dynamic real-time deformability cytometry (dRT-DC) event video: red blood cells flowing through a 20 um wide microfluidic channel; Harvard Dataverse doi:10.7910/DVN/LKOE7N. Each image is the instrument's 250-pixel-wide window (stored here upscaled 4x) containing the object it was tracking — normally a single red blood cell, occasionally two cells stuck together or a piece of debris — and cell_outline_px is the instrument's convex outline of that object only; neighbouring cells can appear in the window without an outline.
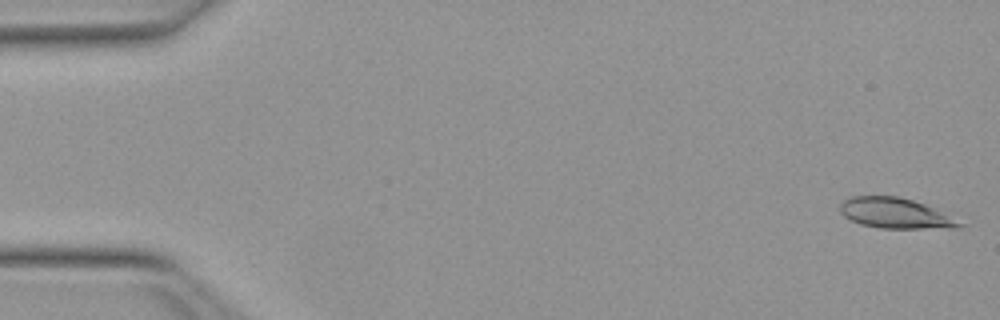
{"species": "Egyptian fruit bat (a non-hibernating species)", "species_latin": "Rousettus aegyptiacus", "temperature_condition": "warm", "stored_images_in_passage": 52, "camera_frame_rate_fps": 3000, "um_per_image_px": 0.085, "animal": {"sex": "female"}, "frame": {"image": 1, "passage_image": 1, "time_ms": 0.0, "image_size_px": [1000, 320], "cell_outline_px": [[968, 224], [960, 228], [880, 228], [860, 224], [844, 216], [840, 212], [840, 204], [848, 196], [900, 196], [924, 204]], "centroid_in_image_um": [76.12, 18.13], "position_along_channel_um": 8.9, "area_um2": 21.21}}
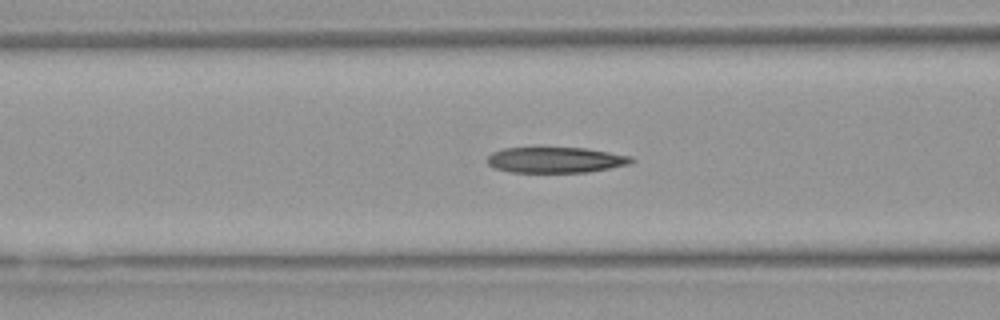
{"frame": {"image": 2, "passage_image": 20, "time_ms": 6.333, "image_size_px": [1000, 320], "cell_outline_px": [[636, 160], [628, 164], [588, 172], [508, 172], [496, 168], [488, 164], [488, 156], [492, 152], [504, 148], [584, 148], [632, 156]], "centroid_in_image_um": [47.22, 13.59], "position_along_channel_um": 119.4, "area_um2": 21.39}}
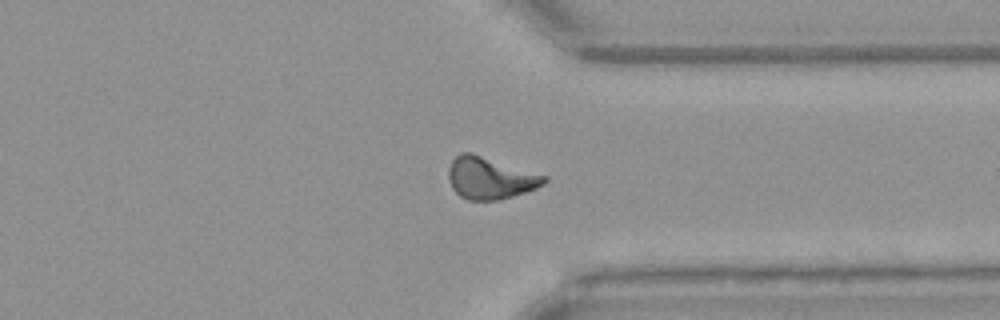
{"frame": {"image": 3, "passage_image": 39, "time_ms": 12.667, "image_size_px": [1000, 320], "cell_outline_px": [[548, 180], [544, 184], [536, 188], [500, 200], [468, 200], [460, 196], [452, 188], [448, 176], [448, 168], [452, 160], [460, 152], [472, 152], [548, 176]], "centroid_in_image_um": [41.66, 15.12], "position_along_channel_um": 369.7, "area_um2": 23.52}}